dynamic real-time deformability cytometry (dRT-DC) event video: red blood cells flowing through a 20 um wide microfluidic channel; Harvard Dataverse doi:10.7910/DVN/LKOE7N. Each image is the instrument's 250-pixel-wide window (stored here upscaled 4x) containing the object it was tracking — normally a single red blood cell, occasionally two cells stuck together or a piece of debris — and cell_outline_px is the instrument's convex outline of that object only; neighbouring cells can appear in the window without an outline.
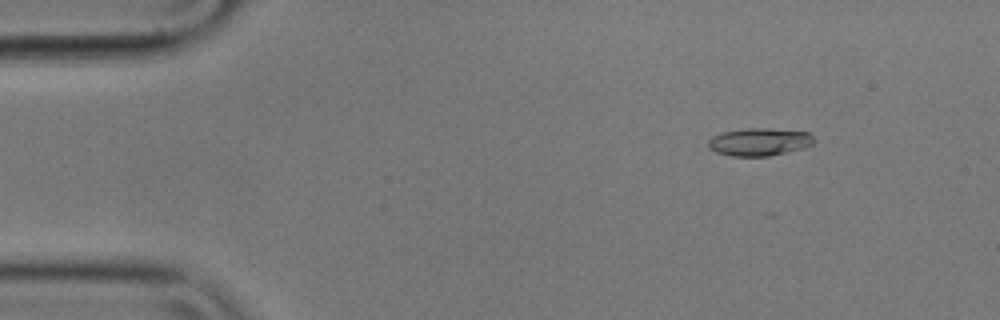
{"species": "common noctule bat (a hibernating species)", "species_latin": "Nyctalus noctula", "temperature_condition": "cold", "stored_images_in_passage": 56, "camera_frame_rate_fps": 3000, "um_per_image_px": 0.085, "animal": {"sex": "male", "body_mass_g": 17.9}, "frame": {"image": 1, "passage_image": 7, "time_ms": 2.0, "image_size_px": [1000, 320], "cell_outline_px": [[816, 140], [812, 144], [804, 148], [768, 156], [732, 156], [716, 152], [708, 148], [708, 140], [712, 136], [720, 132], [744, 128], [768, 128], [808, 132]], "centroid_in_image_um": [64.52, 12.05], "position_along_channel_um": 20.5, "area_um2": 17.22}}
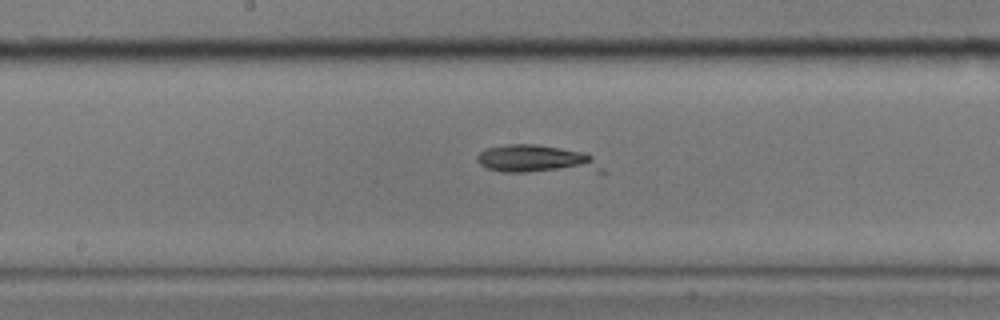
{"frame": {"image": 2, "passage_image": 29, "time_ms": 9.333, "image_size_px": [1000, 320], "cell_outline_px": [[604, 172], [500, 172], [488, 168], [480, 164], [476, 160], [476, 156], [480, 152], [488, 148], [504, 144], [536, 144], [588, 152], [592, 156]], "centroid_in_image_um": [45.62, 13.54], "position_along_channel_um": 202.6, "area_um2": 20.69}}
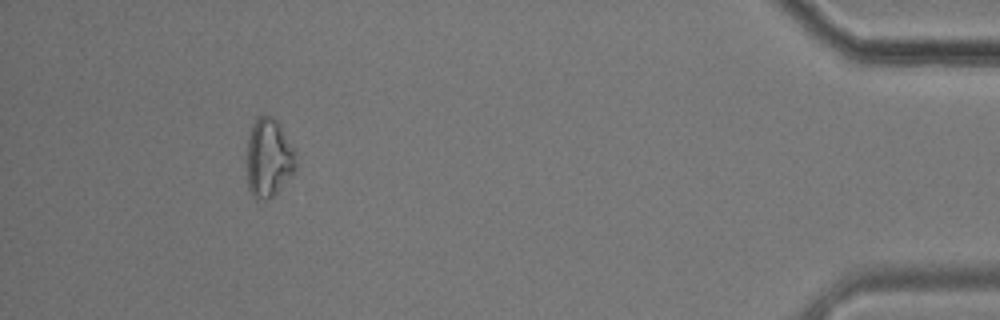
{"frame": {"image": 3, "passage_image": 52, "time_ms": 17.0, "image_size_px": [1000, 320], "cell_outline_px": [[296, 172], [268, 200], [256, 200], [252, 196], [248, 188], [248, 136], [252, 124], [260, 116], [272, 116], [280, 124], [296, 152]], "centroid_in_image_um": [22.86, 13.44], "position_along_channel_um": 412.3, "area_um2": 22.6}}